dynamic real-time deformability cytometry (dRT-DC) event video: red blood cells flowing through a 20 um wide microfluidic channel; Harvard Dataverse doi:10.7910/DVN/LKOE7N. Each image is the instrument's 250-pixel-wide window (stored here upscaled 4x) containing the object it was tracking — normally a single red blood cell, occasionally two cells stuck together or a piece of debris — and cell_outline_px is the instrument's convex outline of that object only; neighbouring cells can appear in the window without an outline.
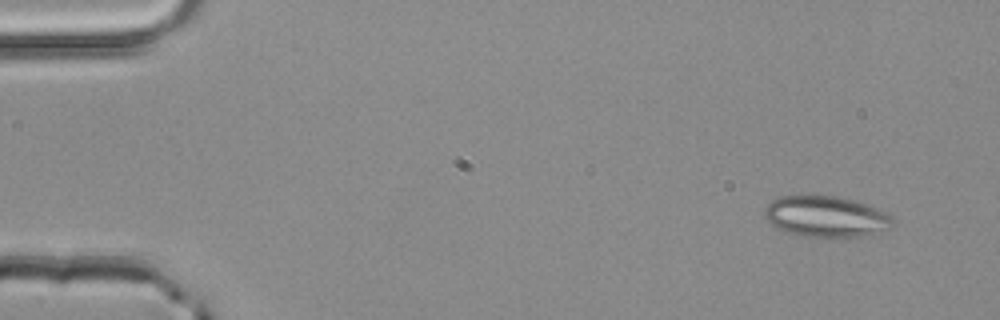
{"species": "common noctule bat (a hibernating species)", "species_latin": "Nyctalus noctula", "temperature_condition": "room temperature", "stored_images_in_passage": 4, "segment_of_instrument_passage": [1, 2], "camera_frame_rate_fps": 3000, "um_per_image_px": 0.085, "animal": {"sex": "male", "body_mass_g": 20.4}, "frame": {"image": 1, "passage_image": 1, "time_ms": 0.0, "image_size_px": [1000, 320], "cell_outline_px": [[896, 220], [892, 228], [876, 232], [856, 236], [804, 236], [784, 232], [772, 224], [764, 216], [764, 208], [772, 200], [780, 196], [836, 196], [852, 200], [876, 208], [892, 216]], "centroid_in_image_um": [70.2, 18.4], "position_along_channel_um": 14.8, "area_um2": 30.23}}
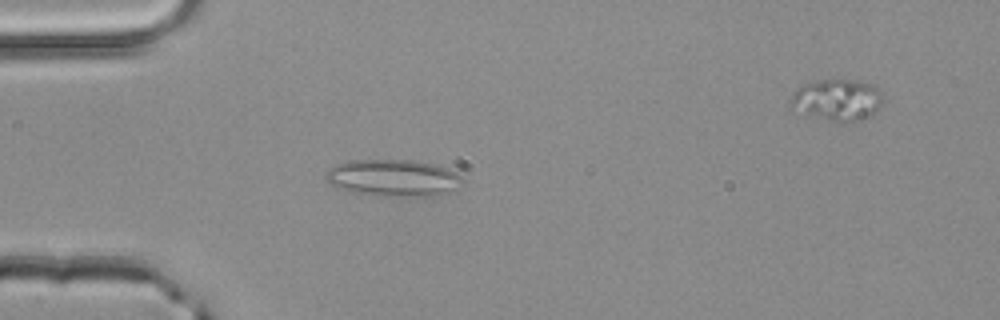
{"frame": {"image": 2, "passage_image": 3, "time_ms": 0.667, "image_size_px": [1000, 320], "cell_outline_px": [[464, 180], [440, 196], [420, 196], [352, 192], [332, 184], [324, 176], [336, 164], [352, 160], [412, 160], [432, 164], [448, 168], [456, 172]], "centroid_in_image_um": [33.46, 15.09], "position_along_channel_um": 51.5, "area_um2": 28.38}}